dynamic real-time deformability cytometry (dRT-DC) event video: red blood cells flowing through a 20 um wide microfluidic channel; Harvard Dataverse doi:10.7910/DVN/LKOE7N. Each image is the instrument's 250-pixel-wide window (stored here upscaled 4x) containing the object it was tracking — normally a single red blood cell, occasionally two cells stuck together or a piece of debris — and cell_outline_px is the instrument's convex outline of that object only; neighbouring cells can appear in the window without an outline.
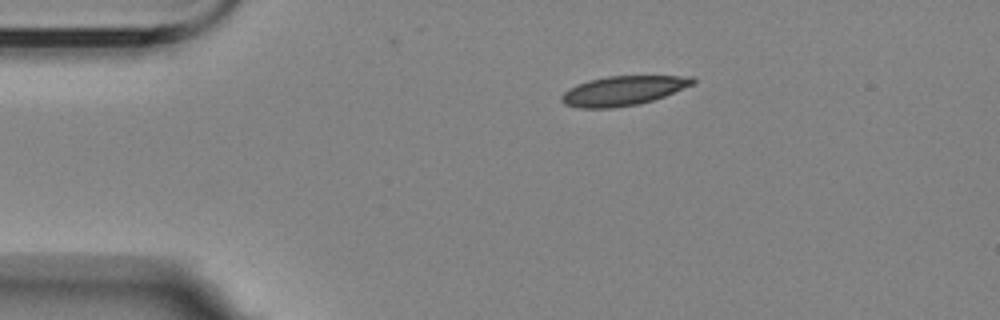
{"species": "Egyptian fruit bat (a non-hibernating species)", "species_latin": "Rousettus aegyptiacus", "temperature_condition": "room temperature", "stored_images_in_passage": 3, "camera_frame_rate_fps": 3000, "um_per_image_px": 0.085, "animal": {"sex": "female"}, "frame": {"image": 1, "passage_image": 1, "time_ms": 0.0, "image_size_px": [1000, 320], "cell_outline_px": [[696, 80], [692, 84], [664, 96], [652, 100], [636, 104], [612, 108], [580, 108], [564, 104], [560, 100], [560, 96], [568, 88], [576, 84], [588, 80], [608, 76], [692, 76]], "centroid_in_image_um": [52.89, 7.7], "position_along_channel_um": 32.1, "area_um2": 22.37}}